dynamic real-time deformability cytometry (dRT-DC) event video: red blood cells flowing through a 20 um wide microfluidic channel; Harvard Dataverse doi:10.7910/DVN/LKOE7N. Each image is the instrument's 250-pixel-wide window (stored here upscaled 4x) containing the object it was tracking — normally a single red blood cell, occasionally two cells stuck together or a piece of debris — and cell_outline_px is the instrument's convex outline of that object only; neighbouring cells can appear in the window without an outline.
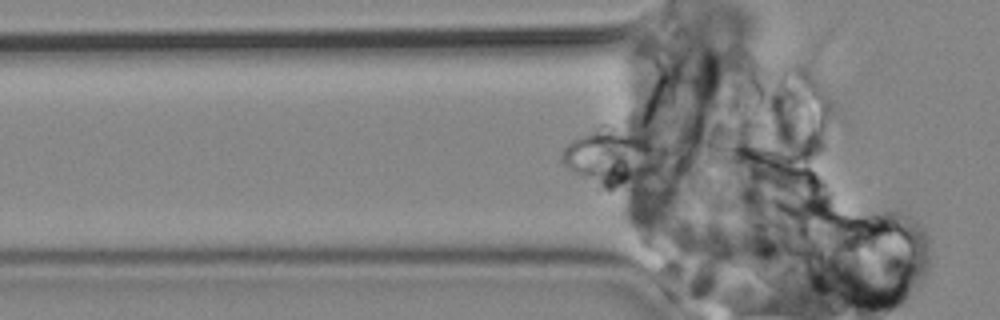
{"species": "common noctule bat (a hibernating species)", "species_latin": "Nyctalus noctula", "temperature_condition": "cold", "stored_images_in_passage": 62, "segment_of_instrument_passage": [1, 2], "camera_frame_rate_fps": 3000, "um_per_image_px": 0.085, "animal": {"sex": "male", "body_mass_g": 19.2, "forearm_length_mm": 51.8}, "frame": {"image": 1, "passage_image": 16, "time_ms": 5.0, "image_size_px": [1000, 320], "cell_outline_px": [[676, 172], [636, 180], [604, 184], [600, 184], [584, 180], [568, 172], [564, 164], [560, 152], [564, 144], [576, 136], [584, 132], [620, 132], [636, 136], [652, 144], [676, 160]], "centroid_in_image_um": [52.23, 13.43], "position_along_channel_um": 73.6, "area_um2": 32.54}}